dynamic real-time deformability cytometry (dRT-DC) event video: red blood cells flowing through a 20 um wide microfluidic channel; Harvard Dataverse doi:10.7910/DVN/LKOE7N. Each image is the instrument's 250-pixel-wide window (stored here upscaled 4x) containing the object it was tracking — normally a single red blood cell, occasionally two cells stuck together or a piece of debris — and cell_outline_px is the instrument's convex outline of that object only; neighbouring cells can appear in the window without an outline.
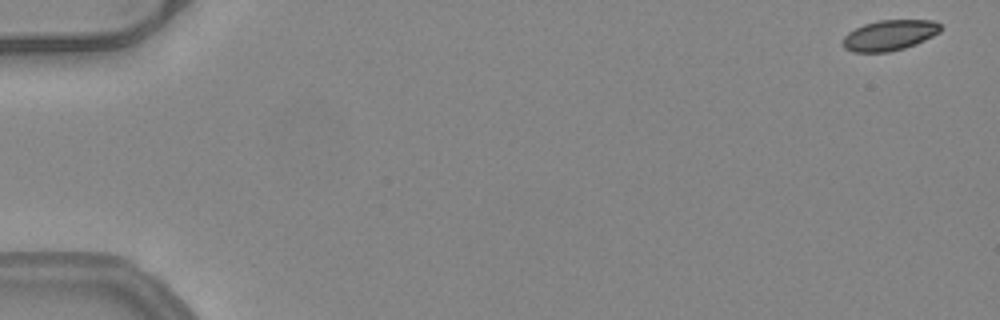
{"species": "common noctule bat (a hibernating species)", "species_latin": "Nyctalus noctula", "temperature_condition": "warm", "stored_images_in_passage": 9, "camera_frame_rate_fps": 3000, "um_per_image_px": 0.085, "animal": {"sex": "female", "body_mass_g": 24.6, "forearm_length_mm": 56.2}, "frame": {"image": 1, "passage_image": 1, "time_ms": 0.0, "image_size_px": [1000, 320], "cell_outline_px": [[944, 28], [940, 32], [924, 40], [904, 48], [888, 52], [852, 52], [844, 48], [844, 36], [848, 32], [864, 24], [880, 20], [932, 20], [940, 24]], "centroid_in_image_um": [75.62, 2.99], "position_along_channel_um": 9.4, "area_um2": 17.28}}